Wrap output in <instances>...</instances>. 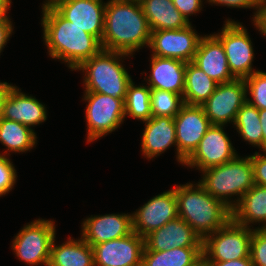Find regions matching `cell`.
I'll return each instance as SVG.
<instances>
[{
  "label": "cell",
  "instance_id": "9c48e42d",
  "mask_svg": "<svg viewBox=\"0 0 266 266\" xmlns=\"http://www.w3.org/2000/svg\"><path fill=\"white\" fill-rule=\"evenodd\" d=\"M221 34H214L222 43L228 67L236 79H245L254 72V52L247 29L240 23L227 20Z\"/></svg>",
  "mask_w": 266,
  "mask_h": 266
},
{
  "label": "cell",
  "instance_id": "f546056e",
  "mask_svg": "<svg viewBox=\"0 0 266 266\" xmlns=\"http://www.w3.org/2000/svg\"><path fill=\"white\" fill-rule=\"evenodd\" d=\"M151 88L149 86H135L129 84L124 100L125 116L147 121L152 117L150 105Z\"/></svg>",
  "mask_w": 266,
  "mask_h": 266
},
{
  "label": "cell",
  "instance_id": "ee69618b",
  "mask_svg": "<svg viewBox=\"0 0 266 266\" xmlns=\"http://www.w3.org/2000/svg\"><path fill=\"white\" fill-rule=\"evenodd\" d=\"M188 266H208L207 258L204 254H202L196 261H194Z\"/></svg>",
  "mask_w": 266,
  "mask_h": 266
},
{
  "label": "cell",
  "instance_id": "d6a6232c",
  "mask_svg": "<svg viewBox=\"0 0 266 266\" xmlns=\"http://www.w3.org/2000/svg\"><path fill=\"white\" fill-rule=\"evenodd\" d=\"M250 258L254 266H266V229H253Z\"/></svg>",
  "mask_w": 266,
  "mask_h": 266
},
{
  "label": "cell",
  "instance_id": "44dd1931",
  "mask_svg": "<svg viewBox=\"0 0 266 266\" xmlns=\"http://www.w3.org/2000/svg\"><path fill=\"white\" fill-rule=\"evenodd\" d=\"M150 62L151 75L148 78V86L151 89L165 90L183 96L186 63L154 55Z\"/></svg>",
  "mask_w": 266,
  "mask_h": 266
},
{
  "label": "cell",
  "instance_id": "83f0119b",
  "mask_svg": "<svg viewBox=\"0 0 266 266\" xmlns=\"http://www.w3.org/2000/svg\"><path fill=\"white\" fill-rule=\"evenodd\" d=\"M36 133L20 122L0 118V142L7 150L25 152L36 144Z\"/></svg>",
  "mask_w": 266,
  "mask_h": 266
},
{
  "label": "cell",
  "instance_id": "277c9868",
  "mask_svg": "<svg viewBox=\"0 0 266 266\" xmlns=\"http://www.w3.org/2000/svg\"><path fill=\"white\" fill-rule=\"evenodd\" d=\"M203 179L198 182L209 194L221 201L231 211L240 202L242 196L255 185L253 166L250 156L236 157L222 165L202 171ZM238 195L232 203L228 196Z\"/></svg>",
  "mask_w": 266,
  "mask_h": 266
},
{
  "label": "cell",
  "instance_id": "ba28073f",
  "mask_svg": "<svg viewBox=\"0 0 266 266\" xmlns=\"http://www.w3.org/2000/svg\"><path fill=\"white\" fill-rule=\"evenodd\" d=\"M88 141L96 140L115 131L125 118L124 101L121 98L85 92Z\"/></svg>",
  "mask_w": 266,
  "mask_h": 266
},
{
  "label": "cell",
  "instance_id": "1f68e13d",
  "mask_svg": "<svg viewBox=\"0 0 266 266\" xmlns=\"http://www.w3.org/2000/svg\"><path fill=\"white\" fill-rule=\"evenodd\" d=\"M246 90L250 92L253 100L247 98V102L258 109H266V72H254L245 79Z\"/></svg>",
  "mask_w": 266,
  "mask_h": 266
},
{
  "label": "cell",
  "instance_id": "ffe728a7",
  "mask_svg": "<svg viewBox=\"0 0 266 266\" xmlns=\"http://www.w3.org/2000/svg\"><path fill=\"white\" fill-rule=\"evenodd\" d=\"M20 91L16 86L10 88L4 101L2 118L20 122L29 128L44 122L47 118L45 106Z\"/></svg>",
  "mask_w": 266,
  "mask_h": 266
},
{
  "label": "cell",
  "instance_id": "8d00e7d4",
  "mask_svg": "<svg viewBox=\"0 0 266 266\" xmlns=\"http://www.w3.org/2000/svg\"><path fill=\"white\" fill-rule=\"evenodd\" d=\"M253 21L256 28L266 36V0H259L258 7L256 9Z\"/></svg>",
  "mask_w": 266,
  "mask_h": 266
},
{
  "label": "cell",
  "instance_id": "52a82bcc",
  "mask_svg": "<svg viewBox=\"0 0 266 266\" xmlns=\"http://www.w3.org/2000/svg\"><path fill=\"white\" fill-rule=\"evenodd\" d=\"M55 238L53 221L38 219L25 225L15 236L12 248L17 257L29 265L48 266L51 245Z\"/></svg>",
  "mask_w": 266,
  "mask_h": 266
},
{
  "label": "cell",
  "instance_id": "7c38bea8",
  "mask_svg": "<svg viewBox=\"0 0 266 266\" xmlns=\"http://www.w3.org/2000/svg\"><path fill=\"white\" fill-rule=\"evenodd\" d=\"M174 123L177 159L184 165V161L194 152L212 124L201 106L186 104L174 117Z\"/></svg>",
  "mask_w": 266,
  "mask_h": 266
},
{
  "label": "cell",
  "instance_id": "4fadbf2b",
  "mask_svg": "<svg viewBox=\"0 0 266 266\" xmlns=\"http://www.w3.org/2000/svg\"><path fill=\"white\" fill-rule=\"evenodd\" d=\"M235 151L223 126L211 125L184 164L203 171L233 160L238 156Z\"/></svg>",
  "mask_w": 266,
  "mask_h": 266
},
{
  "label": "cell",
  "instance_id": "d6986e66",
  "mask_svg": "<svg viewBox=\"0 0 266 266\" xmlns=\"http://www.w3.org/2000/svg\"><path fill=\"white\" fill-rule=\"evenodd\" d=\"M193 63L218 84L236 79L229 70L221 41L213 34L202 36Z\"/></svg>",
  "mask_w": 266,
  "mask_h": 266
},
{
  "label": "cell",
  "instance_id": "836d02e7",
  "mask_svg": "<svg viewBox=\"0 0 266 266\" xmlns=\"http://www.w3.org/2000/svg\"><path fill=\"white\" fill-rule=\"evenodd\" d=\"M16 176V170L10 159L0 154V197L13 188Z\"/></svg>",
  "mask_w": 266,
  "mask_h": 266
},
{
  "label": "cell",
  "instance_id": "d4e9b609",
  "mask_svg": "<svg viewBox=\"0 0 266 266\" xmlns=\"http://www.w3.org/2000/svg\"><path fill=\"white\" fill-rule=\"evenodd\" d=\"M69 239L66 243L55 246L54 238L48 266H95L92 246L82 237L80 240Z\"/></svg>",
  "mask_w": 266,
  "mask_h": 266
},
{
  "label": "cell",
  "instance_id": "7a4b0ae2",
  "mask_svg": "<svg viewBox=\"0 0 266 266\" xmlns=\"http://www.w3.org/2000/svg\"><path fill=\"white\" fill-rule=\"evenodd\" d=\"M104 18L102 49L130 55L149 45L151 30L140 3L110 0Z\"/></svg>",
  "mask_w": 266,
  "mask_h": 266
},
{
  "label": "cell",
  "instance_id": "e575fe53",
  "mask_svg": "<svg viewBox=\"0 0 266 266\" xmlns=\"http://www.w3.org/2000/svg\"><path fill=\"white\" fill-rule=\"evenodd\" d=\"M265 155L258 154L250 156L253 166L254 182L259 186H266V151Z\"/></svg>",
  "mask_w": 266,
  "mask_h": 266
},
{
  "label": "cell",
  "instance_id": "b9f144b4",
  "mask_svg": "<svg viewBox=\"0 0 266 266\" xmlns=\"http://www.w3.org/2000/svg\"><path fill=\"white\" fill-rule=\"evenodd\" d=\"M259 119L262 128V151H266V109H259Z\"/></svg>",
  "mask_w": 266,
  "mask_h": 266
},
{
  "label": "cell",
  "instance_id": "7bdbcfd3",
  "mask_svg": "<svg viewBox=\"0 0 266 266\" xmlns=\"http://www.w3.org/2000/svg\"><path fill=\"white\" fill-rule=\"evenodd\" d=\"M11 0H0V21H10L6 15L10 8Z\"/></svg>",
  "mask_w": 266,
  "mask_h": 266
},
{
  "label": "cell",
  "instance_id": "cb8c5ba5",
  "mask_svg": "<svg viewBox=\"0 0 266 266\" xmlns=\"http://www.w3.org/2000/svg\"><path fill=\"white\" fill-rule=\"evenodd\" d=\"M232 219L248 228L250 223H266V186L254 185L232 210ZM260 229H266V224Z\"/></svg>",
  "mask_w": 266,
  "mask_h": 266
},
{
  "label": "cell",
  "instance_id": "7402d4cb",
  "mask_svg": "<svg viewBox=\"0 0 266 266\" xmlns=\"http://www.w3.org/2000/svg\"><path fill=\"white\" fill-rule=\"evenodd\" d=\"M145 122L142 135V151L145 157L153 158L160 155L176 143V127L172 117H151Z\"/></svg>",
  "mask_w": 266,
  "mask_h": 266
},
{
  "label": "cell",
  "instance_id": "30bf717a",
  "mask_svg": "<svg viewBox=\"0 0 266 266\" xmlns=\"http://www.w3.org/2000/svg\"><path fill=\"white\" fill-rule=\"evenodd\" d=\"M247 90L244 79H235L221 83L201 105L212 125L224 126L235 121L237 112L247 101Z\"/></svg>",
  "mask_w": 266,
  "mask_h": 266
},
{
  "label": "cell",
  "instance_id": "f1b7e54d",
  "mask_svg": "<svg viewBox=\"0 0 266 266\" xmlns=\"http://www.w3.org/2000/svg\"><path fill=\"white\" fill-rule=\"evenodd\" d=\"M233 124L245 141L262 149V128L257 107L246 101L237 112Z\"/></svg>",
  "mask_w": 266,
  "mask_h": 266
},
{
  "label": "cell",
  "instance_id": "5bb4252c",
  "mask_svg": "<svg viewBox=\"0 0 266 266\" xmlns=\"http://www.w3.org/2000/svg\"><path fill=\"white\" fill-rule=\"evenodd\" d=\"M131 215L132 230L143 238L176 219L179 216L175 188L153 197Z\"/></svg>",
  "mask_w": 266,
  "mask_h": 266
},
{
  "label": "cell",
  "instance_id": "4316f807",
  "mask_svg": "<svg viewBox=\"0 0 266 266\" xmlns=\"http://www.w3.org/2000/svg\"><path fill=\"white\" fill-rule=\"evenodd\" d=\"M203 254V247H181L143 251L141 266H188Z\"/></svg>",
  "mask_w": 266,
  "mask_h": 266
},
{
  "label": "cell",
  "instance_id": "5b68a950",
  "mask_svg": "<svg viewBox=\"0 0 266 266\" xmlns=\"http://www.w3.org/2000/svg\"><path fill=\"white\" fill-rule=\"evenodd\" d=\"M128 55L101 49L95 56L84 61L77 69L86 72L85 92L101 93L124 101L132 79L120 63V58Z\"/></svg>",
  "mask_w": 266,
  "mask_h": 266
},
{
  "label": "cell",
  "instance_id": "8fae6325",
  "mask_svg": "<svg viewBox=\"0 0 266 266\" xmlns=\"http://www.w3.org/2000/svg\"><path fill=\"white\" fill-rule=\"evenodd\" d=\"M201 38L189 24L182 29L151 31L148 46L152 49L154 56L188 63L193 62Z\"/></svg>",
  "mask_w": 266,
  "mask_h": 266
},
{
  "label": "cell",
  "instance_id": "8992f818",
  "mask_svg": "<svg viewBox=\"0 0 266 266\" xmlns=\"http://www.w3.org/2000/svg\"><path fill=\"white\" fill-rule=\"evenodd\" d=\"M252 229L237 224L232 218L203 240L207 261L224 262L250 256Z\"/></svg>",
  "mask_w": 266,
  "mask_h": 266
},
{
  "label": "cell",
  "instance_id": "f6af8a7d",
  "mask_svg": "<svg viewBox=\"0 0 266 266\" xmlns=\"http://www.w3.org/2000/svg\"><path fill=\"white\" fill-rule=\"evenodd\" d=\"M57 1H60V0H47L46 3H44L45 5H54Z\"/></svg>",
  "mask_w": 266,
  "mask_h": 266
},
{
  "label": "cell",
  "instance_id": "74e56055",
  "mask_svg": "<svg viewBox=\"0 0 266 266\" xmlns=\"http://www.w3.org/2000/svg\"><path fill=\"white\" fill-rule=\"evenodd\" d=\"M210 3L221 4L234 8H257L259 0H208Z\"/></svg>",
  "mask_w": 266,
  "mask_h": 266
},
{
  "label": "cell",
  "instance_id": "f35d334b",
  "mask_svg": "<svg viewBox=\"0 0 266 266\" xmlns=\"http://www.w3.org/2000/svg\"><path fill=\"white\" fill-rule=\"evenodd\" d=\"M207 263L208 266H254L250 256L241 259L228 260L224 262L207 261Z\"/></svg>",
  "mask_w": 266,
  "mask_h": 266
},
{
  "label": "cell",
  "instance_id": "6da1fadb",
  "mask_svg": "<svg viewBox=\"0 0 266 266\" xmlns=\"http://www.w3.org/2000/svg\"><path fill=\"white\" fill-rule=\"evenodd\" d=\"M42 7L43 38L53 59H62L69 68L77 70L102 49L95 36L68 21L52 5Z\"/></svg>",
  "mask_w": 266,
  "mask_h": 266
},
{
  "label": "cell",
  "instance_id": "2e32d148",
  "mask_svg": "<svg viewBox=\"0 0 266 266\" xmlns=\"http://www.w3.org/2000/svg\"><path fill=\"white\" fill-rule=\"evenodd\" d=\"M53 7L68 21L101 42L106 7L102 0H60Z\"/></svg>",
  "mask_w": 266,
  "mask_h": 266
},
{
  "label": "cell",
  "instance_id": "9a60e30c",
  "mask_svg": "<svg viewBox=\"0 0 266 266\" xmlns=\"http://www.w3.org/2000/svg\"><path fill=\"white\" fill-rule=\"evenodd\" d=\"M92 248L95 266H141L145 239L133 231Z\"/></svg>",
  "mask_w": 266,
  "mask_h": 266
},
{
  "label": "cell",
  "instance_id": "60d3db41",
  "mask_svg": "<svg viewBox=\"0 0 266 266\" xmlns=\"http://www.w3.org/2000/svg\"><path fill=\"white\" fill-rule=\"evenodd\" d=\"M12 87L11 84H8L7 82H0V118L3 115V107H4V101L9 93L10 88Z\"/></svg>",
  "mask_w": 266,
  "mask_h": 266
},
{
  "label": "cell",
  "instance_id": "bcb514c9",
  "mask_svg": "<svg viewBox=\"0 0 266 266\" xmlns=\"http://www.w3.org/2000/svg\"><path fill=\"white\" fill-rule=\"evenodd\" d=\"M123 1H130V2L140 3L142 0H123Z\"/></svg>",
  "mask_w": 266,
  "mask_h": 266
},
{
  "label": "cell",
  "instance_id": "4dcf8cb0",
  "mask_svg": "<svg viewBox=\"0 0 266 266\" xmlns=\"http://www.w3.org/2000/svg\"><path fill=\"white\" fill-rule=\"evenodd\" d=\"M150 105L152 117L174 118L185 105L183 96L173 92L151 89Z\"/></svg>",
  "mask_w": 266,
  "mask_h": 266
},
{
  "label": "cell",
  "instance_id": "d590c367",
  "mask_svg": "<svg viewBox=\"0 0 266 266\" xmlns=\"http://www.w3.org/2000/svg\"><path fill=\"white\" fill-rule=\"evenodd\" d=\"M175 7L189 21V15L195 14L201 10V0H172Z\"/></svg>",
  "mask_w": 266,
  "mask_h": 266
},
{
  "label": "cell",
  "instance_id": "ab89813d",
  "mask_svg": "<svg viewBox=\"0 0 266 266\" xmlns=\"http://www.w3.org/2000/svg\"><path fill=\"white\" fill-rule=\"evenodd\" d=\"M12 31L11 21H0V53L6 45Z\"/></svg>",
  "mask_w": 266,
  "mask_h": 266
},
{
  "label": "cell",
  "instance_id": "e0dca14e",
  "mask_svg": "<svg viewBox=\"0 0 266 266\" xmlns=\"http://www.w3.org/2000/svg\"><path fill=\"white\" fill-rule=\"evenodd\" d=\"M144 239V251H163L177 247H203L201 237L180 217L167 222Z\"/></svg>",
  "mask_w": 266,
  "mask_h": 266
},
{
  "label": "cell",
  "instance_id": "ac0fdd59",
  "mask_svg": "<svg viewBox=\"0 0 266 266\" xmlns=\"http://www.w3.org/2000/svg\"><path fill=\"white\" fill-rule=\"evenodd\" d=\"M82 238L89 245L94 246L113 239L125 237L133 232L132 215L106 214L90 216L82 225Z\"/></svg>",
  "mask_w": 266,
  "mask_h": 266
},
{
  "label": "cell",
  "instance_id": "603a6c76",
  "mask_svg": "<svg viewBox=\"0 0 266 266\" xmlns=\"http://www.w3.org/2000/svg\"><path fill=\"white\" fill-rule=\"evenodd\" d=\"M140 5L151 31L182 29L190 24L172 0H142Z\"/></svg>",
  "mask_w": 266,
  "mask_h": 266
},
{
  "label": "cell",
  "instance_id": "3957f363",
  "mask_svg": "<svg viewBox=\"0 0 266 266\" xmlns=\"http://www.w3.org/2000/svg\"><path fill=\"white\" fill-rule=\"evenodd\" d=\"M193 188L192 183L176 186L178 216L204 240L232 218V211L199 183Z\"/></svg>",
  "mask_w": 266,
  "mask_h": 266
},
{
  "label": "cell",
  "instance_id": "484cf974",
  "mask_svg": "<svg viewBox=\"0 0 266 266\" xmlns=\"http://www.w3.org/2000/svg\"><path fill=\"white\" fill-rule=\"evenodd\" d=\"M218 83L193 62L186 63L183 100L186 105L201 106L215 91Z\"/></svg>",
  "mask_w": 266,
  "mask_h": 266
}]
</instances>
